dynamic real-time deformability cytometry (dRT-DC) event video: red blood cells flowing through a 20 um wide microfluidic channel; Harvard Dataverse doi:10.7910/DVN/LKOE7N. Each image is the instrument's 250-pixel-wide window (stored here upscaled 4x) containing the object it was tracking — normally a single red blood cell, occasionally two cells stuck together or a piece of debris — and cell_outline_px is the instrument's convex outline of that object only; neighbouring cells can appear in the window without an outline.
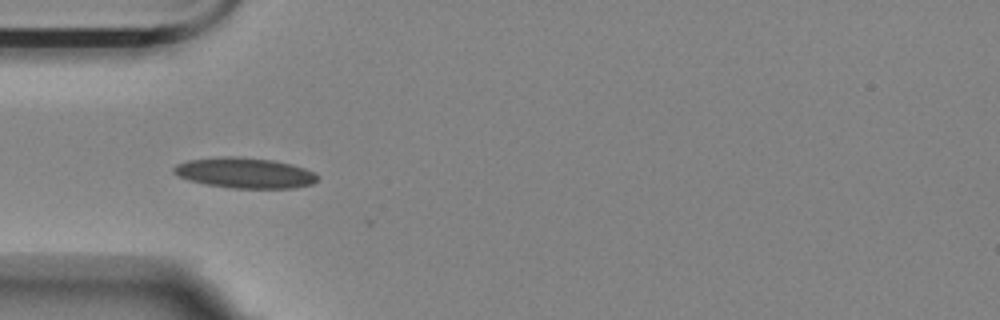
{"species": "Egyptian fruit bat (a non-hibernating species)", "species_latin": "Rousettus aegyptiacus", "temperature_condition": "room temperature", "stored_images_in_passage": 19, "camera_frame_rate_fps": 3000, "um_per_image_px": 0.085, "animal": {"sex": "female"}, "frame": {"image": 1, "passage_image": 16, "time_ms": 5.0, "image_size_px": [1000, 320], "cell_outline_px": [[316, 180], [312, 184], [292, 188], [232, 188], [204, 184], [188, 180], [172, 172], [172, 168], [176, 164], [188, 160], [220, 156], [240, 156], [272, 160], [292, 164], [304, 168], [312, 172], [316, 176]], "centroid_in_image_um": [20.75, 14.69], "position_along_channel_um": 64.3, "area_um2": 25.55}}